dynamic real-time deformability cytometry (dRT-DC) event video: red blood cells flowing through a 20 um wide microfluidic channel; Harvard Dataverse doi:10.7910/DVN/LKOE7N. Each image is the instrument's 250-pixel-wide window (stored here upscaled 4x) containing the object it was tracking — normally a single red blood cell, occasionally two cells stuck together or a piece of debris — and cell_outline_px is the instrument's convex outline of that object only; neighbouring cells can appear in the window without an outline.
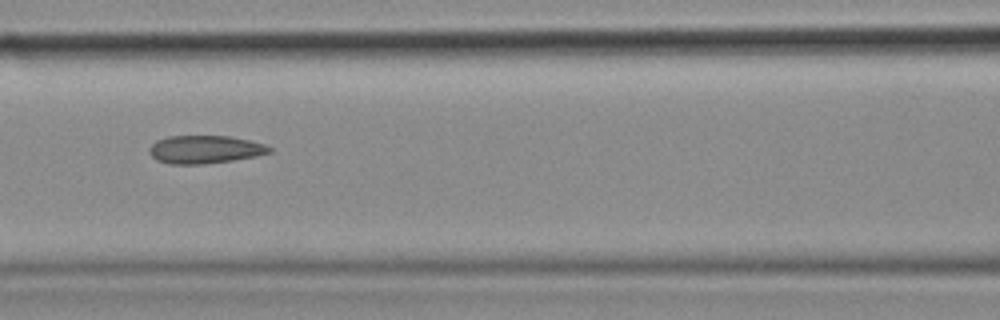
{"species": "common noctule bat (a hibernating species)", "species_latin": "Nyctalus noctula", "temperature_condition": "cold", "stored_images_in_passage": 40, "camera_frame_rate_fps": 3000, "um_per_image_px": 0.085, "animal": {"sex": "female", "body_mass_g": 18.4}, "frame": {"image": 1, "passage_image": 12, "time_ms": 3.667, "image_size_px": [1000, 320], "cell_outline_px": [[272, 152], [256, 156], [232, 160], [200, 164], [168, 164], [156, 160], [152, 156], [148, 148], [156, 140], [168, 136], [232, 136], [264, 144], [272, 148]], "centroid_in_image_um": [17.4, 12.7], "position_along_channel_um": 149.2, "area_um2": 19.59}}
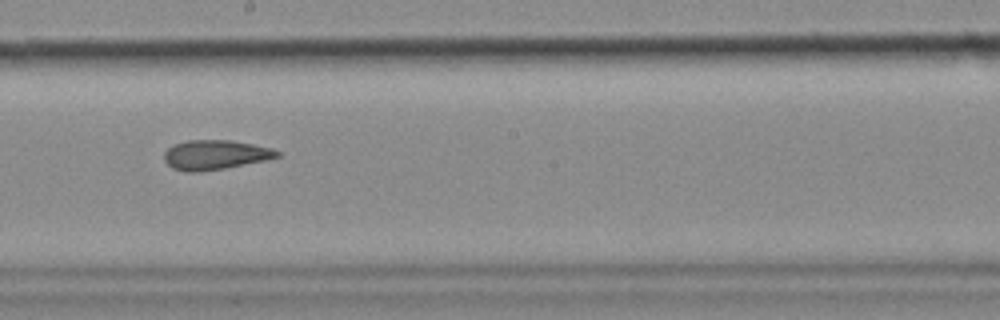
{"frame": {"image": 2, "passage_image": 18, "time_ms": 5.667, "image_size_px": [1000, 320], "cell_outline_px": [[280, 156], [264, 160], [224, 168], [196, 172], [188, 172], [172, 168], [164, 160], [164, 152], [168, 148], [176, 144], [188, 140], [228, 140], [252, 144], [272, 148], [280, 152]], "centroid_in_image_um": [18.27, 13.16], "position_along_channel_um": 229.9, "area_um2": 19.19}}